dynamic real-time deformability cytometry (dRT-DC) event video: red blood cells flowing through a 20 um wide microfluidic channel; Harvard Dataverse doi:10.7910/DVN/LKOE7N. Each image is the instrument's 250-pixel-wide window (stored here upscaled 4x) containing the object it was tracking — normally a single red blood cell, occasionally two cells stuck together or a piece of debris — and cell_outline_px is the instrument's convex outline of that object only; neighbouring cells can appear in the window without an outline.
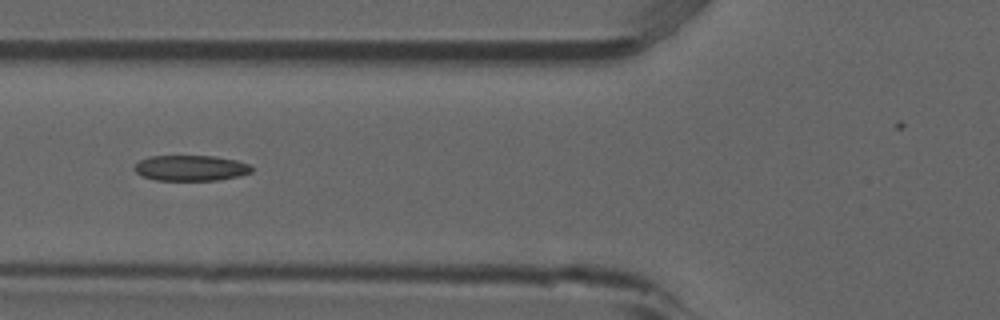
{"species": "common noctule bat (a hibernating species)", "species_latin": "Nyctalus noctula", "temperature_condition": "room temperature", "stored_images_in_passage": 7, "camera_frame_rate_fps": 3000, "um_per_image_px": 0.085, "animal": {"sex": "male", "forearm_length_mm": 52.5}, "frame": {"image": 1, "passage_image": 6, "time_ms": 1.667, "image_size_px": [1000, 320], "cell_outline_px": [[252, 172], [240, 176], [216, 180], [156, 180], [144, 176], [136, 172], [132, 168], [140, 160], [148, 156], [216, 156], [236, 160], [248, 164], [252, 168]], "centroid_in_image_um": [16.21, 14.28], "position_along_channel_um": 109.6, "area_um2": 17.46}}